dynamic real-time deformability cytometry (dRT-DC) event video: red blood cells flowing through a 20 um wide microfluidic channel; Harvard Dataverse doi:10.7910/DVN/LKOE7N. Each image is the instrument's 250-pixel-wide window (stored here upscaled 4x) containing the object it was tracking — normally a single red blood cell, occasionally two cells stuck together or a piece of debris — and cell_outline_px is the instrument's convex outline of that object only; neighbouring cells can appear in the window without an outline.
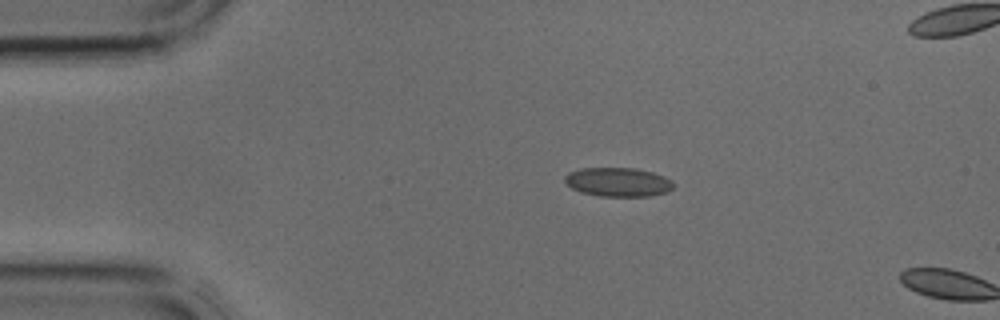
{"species": "common noctule bat (a hibernating species)", "species_latin": "Nyctalus noctula", "temperature_condition": "cold", "stored_images_in_passage": 2, "camera_frame_rate_fps": 3000, "um_per_image_px": 0.085, "animal": {"sex": "male", "body_mass_g": 17.9, "forearm_length_mm": 54.2}, "frame": {"image": 1, "passage_image": 2, "time_ms": 0.333, "image_size_px": [1000, 320], "cell_outline_px": [[672, 188], [668, 192], [648, 196], [600, 196], [580, 192], [572, 188], [564, 180], [564, 176], [568, 172], [580, 168], [636, 168], [652, 172], [664, 176], [672, 180]], "centroid_in_image_um": [52.52, 15.47], "position_along_channel_um": 32.5, "area_um2": 18.38}}